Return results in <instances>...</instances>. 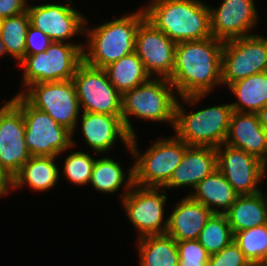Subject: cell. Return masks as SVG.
Here are the masks:
<instances>
[{"instance_id": "obj_1", "label": "cell", "mask_w": 267, "mask_h": 266, "mask_svg": "<svg viewBox=\"0 0 267 266\" xmlns=\"http://www.w3.org/2000/svg\"><path fill=\"white\" fill-rule=\"evenodd\" d=\"M224 41L209 37L176 44L174 68L168 79L183 104L195 105L221 83Z\"/></svg>"}, {"instance_id": "obj_2", "label": "cell", "mask_w": 267, "mask_h": 266, "mask_svg": "<svg viewBox=\"0 0 267 266\" xmlns=\"http://www.w3.org/2000/svg\"><path fill=\"white\" fill-rule=\"evenodd\" d=\"M150 2L143 8L146 19L176 44L212 37L209 6L201 0Z\"/></svg>"}, {"instance_id": "obj_3", "label": "cell", "mask_w": 267, "mask_h": 266, "mask_svg": "<svg viewBox=\"0 0 267 266\" xmlns=\"http://www.w3.org/2000/svg\"><path fill=\"white\" fill-rule=\"evenodd\" d=\"M145 18L144 9H140L90 29L86 19L84 33L89 41L82 50L83 61L92 67L104 69L112 62L133 53L138 27Z\"/></svg>"}, {"instance_id": "obj_4", "label": "cell", "mask_w": 267, "mask_h": 266, "mask_svg": "<svg viewBox=\"0 0 267 266\" xmlns=\"http://www.w3.org/2000/svg\"><path fill=\"white\" fill-rule=\"evenodd\" d=\"M175 87L167 78L151 77L148 81L122 95L121 118L127 132H136L129 120L135 116L154 122H167L173 128L178 98L174 96Z\"/></svg>"}, {"instance_id": "obj_5", "label": "cell", "mask_w": 267, "mask_h": 266, "mask_svg": "<svg viewBox=\"0 0 267 266\" xmlns=\"http://www.w3.org/2000/svg\"><path fill=\"white\" fill-rule=\"evenodd\" d=\"M137 136H132L127 150L136 160L134 166V184L144 187H164L175 168L181 163L189 147L176 136L157 139L143 154H140ZM141 155V156H140Z\"/></svg>"}, {"instance_id": "obj_6", "label": "cell", "mask_w": 267, "mask_h": 266, "mask_svg": "<svg viewBox=\"0 0 267 266\" xmlns=\"http://www.w3.org/2000/svg\"><path fill=\"white\" fill-rule=\"evenodd\" d=\"M233 109L222 104L186 113L180 101L175 109V136L188 146H221L227 137Z\"/></svg>"}, {"instance_id": "obj_7", "label": "cell", "mask_w": 267, "mask_h": 266, "mask_svg": "<svg viewBox=\"0 0 267 266\" xmlns=\"http://www.w3.org/2000/svg\"><path fill=\"white\" fill-rule=\"evenodd\" d=\"M85 44L52 42L46 51L25 56L18 64L23 70L24 90L31 84L72 80L83 61Z\"/></svg>"}, {"instance_id": "obj_8", "label": "cell", "mask_w": 267, "mask_h": 266, "mask_svg": "<svg viewBox=\"0 0 267 266\" xmlns=\"http://www.w3.org/2000/svg\"><path fill=\"white\" fill-rule=\"evenodd\" d=\"M21 111L25 121V141L30 156H51L74 147L72 133L59 125L46 112L33 107L21 94L10 99Z\"/></svg>"}, {"instance_id": "obj_9", "label": "cell", "mask_w": 267, "mask_h": 266, "mask_svg": "<svg viewBox=\"0 0 267 266\" xmlns=\"http://www.w3.org/2000/svg\"><path fill=\"white\" fill-rule=\"evenodd\" d=\"M19 92L33 107L46 112L75 134L81 111L73 80L31 84Z\"/></svg>"}, {"instance_id": "obj_10", "label": "cell", "mask_w": 267, "mask_h": 266, "mask_svg": "<svg viewBox=\"0 0 267 266\" xmlns=\"http://www.w3.org/2000/svg\"><path fill=\"white\" fill-rule=\"evenodd\" d=\"M267 71V37L253 34L224 41L221 83L230 84Z\"/></svg>"}, {"instance_id": "obj_11", "label": "cell", "mask_w": 267, "mask_h": 266, "mask_svg": "<svg viewBox=\"0 0 267 266\" xmlns=\"http://www.w3.org/2000/svg\"><path fill=\"white\" fill-rule=\"evenodd\" d=\"M80 109L85 112L121 115L122 95L112 85L103 68L82 61L72 78Z\"/></svg>"}, {"instance_id": "obj_12", "label": "cell", "mask_w": 267, "mask_h": 266, "mask_svg": "<svg viewBox=\"0 0 267 266\" xmlns=\"http://www.w3.org/2000/svg\"><path fill=\"white\" fill-rule=\"evenodd\" d=\"M165 193L163 187H144L134 184L121 199L129 221L138 229V238L166 233L168 219H164L166 217L164 207L167 203Z\"/></svg>"}, {"instance_id": "obj_13", "label": "cell", "mask_w": 267, "mask_h": 266, "mask_svg": "<svg viewBox=\"0 0 267 266\" xmlns=\"http://www.w3.org/2000/svg\"><path fill=\"white\" fill-rule=\"evenodd\" d=\"M216 153L217 169L238 195H252L261 191L257 185L267 171L264 162L240 148L225 143L216 148Z\"/></svg>"}, {"instance_id": "obj_14", "label": "cell", "mask_w": 267, "mask_h": 266, "mask_svg": "<svg viewBox=\"0 0 267 266\" xmlns=\"http://www.w3.org/2000/svg\"><path fill=\"white\" fill-rule=\"evenodd\" d=\"M65 4L45 3L28 5L30 24L46 34L53 42H68L70 38L85 34L86 17L71 6L72 0ZM71 2V3H70Z\"/></svg>"}, {"instance_id": "obj_15", "label": "cell", "mask_w": 267, "mask_h": 266, "mask_svg": "<svg viewBox=\"0 0 267 266\" xmlns=\"http://www.w3.org/2000/svg\"><path fill=\"white\" fill-rule=\"evenodd\" d=\"M30 157L22 111L8 100L0 107V167L14 177Z\"/></svg>"}, {"instance_id": "obj_16", "label": "cell", "mask_w": 267, "mask_h": 266, "mask_svg": "<svg viewBox=\"0 0 267 266\" xmlns=\"http://www.w3.org/2000/svg\"><path fill=\"white\" fill-rule=\"evenodd\" d=\"M175 47L176 43L146 18L140 23L136 33L135 52L151 77H171Z\"/></svg>"}, {"instance_id": "obj_17", "label": "cell", "mask_w": 267, "mask_h": 266, "mask_svg": "<svg viewBox=\"0 0 267 266\" xmlns=\"http://www.w3.org/2000/svg\"><path fill=\"white\" fill-rule=\"evenodd\" d=\"M209 10L212 37L222 41L253 35L249 32L258 23L253 0H223L217 9Z\"/></svg>"}, {"instance_id": "obj_18", "label": "cell", "mask_w": 267, "mask_h": 266, "mask_svg": "<svg viewBox=\"0 0 267 266\" xmlns=\"http://www.w3.org/2000/svg\"><path fill=\"white\" fill-rule=\"evenodd\" d=\"M81 131L86 144L95 153H106L117 139L128 148L131 135L127 132L121 115H108L82 111Z\"/></svg>"}, {"instance_id": "obj_19", "label": "cell", "mask_w": 267, "mask_h": 266, "mask_svg": "<svg viewBox=\"0 0 267 266\" xmlns=\"http://www.w3.org/2000/svg\"><path fill=\"white\" fill-rule=\"evenodd\" d=\"M224 143L256 156L267 165V132L257 113L233 111Z\"/></svg>"}, {"instance_id": "obj_20", "label": "cell", "mask_w": 267, "mask_h": 266, "mask_svg": "<svg viewBox=\"0 0 267 266\" xmlns=\"http://www.w3.org/2000/svg\"><path fill=\"white\" fill-rule=\"evenodd\" d=\"M217 169L216 148L209 146H189L181 163L175 168L165 188L191 187L192 189L205 177Z\"/></svg>"}, {"instance_id": "obj_21", "label": "cell", "mask_w": 267, "mask_h": 266, "mask_svg": "<svg viewBox=\"0 0 267 266\" xmlns=\"http://www.w3.org/2000/svg\"><path fill=\"white\" fill-rule=\"evenodd\" d=\"M213 212L204 204L186 195L168 216L166 234L176 241L198 240L200 232Z\"/></svg>"}, {"instance_id": "obj_22", "label": "cell", "mask_w": 267, "mask_h": 266, "mask_svg": "<svg viewBox=\"0 0 267 266\" xmlns=\"http://www.w3.org/2000/svg\"><path fill=\"white\" fill-rule=\"evenodd\" d=\"M193 190L188 195L217 214H225L238 196L218 169L199 182Z\"/></svg>"}, {"instance_id": "obj_23", "label": "cell", "mask_w": 267, "mask_h": 266, "mask_svg": "<svg viewBox=\"0 0 267 266\" xmlns=\"http://www.w3.org/2000/svg\"><path fill=\"white\" fill-rule=\"evenodd\" d=\"M55 159L51 156H31L13 177V190L26 183L35 191L52 189L60 177Z\"/></svg>"}, {"instance_id": "obj_24", "label": "cell", "mask_w": 267, "mask_h": 266, "mask_svg": "<svg viewBox=\"0 0 267 266\" xmlns=\"http://www.w3.org/2000/svg\"><path fill=\"white\" fill-rule=\"evenodd\" d=\"M225 215L233 234L267 224V210L262 190L252 195H238Z\"/></svg>"}, {"instance_id": "obj_25", "label": "cell", "mask_w": 267, "mask_h": 266, "mask_svg": "<svg viewBox=\"0 0 267 266\" xmlns=\"http://www.w3.org/2000/svg\"><path fill=\"white\" fill-rule=\"evenodd\" d=\"M237 97L233 111L257 113L267 105V71L238 80L228 87Z\"/></svg>"}, {"instance_id": "obj_26", "label": "cell", "mask_w": 267, "mask_h": 266, "mask_svg": "<svg viewBox=\"0 0 267 266\" xmlns=\"http://www.w3.org/2000/svg\"><path fill=\"white\" fill-rule=\"evenodd\" d=\"M114 160L108 157L96 159L91 173L90 184L93 189L105 194H113L123 185L125 194L121 197L122 199L134 185V166L127 172L128 176L126 177L127 174L124 172L120 162Z\"/></svg>"}, {"instance_id": "obj_27", "label": "cell", "mask_w": 267, "mask_h": 266, "mask_svg": "<svg viewBox=\"0 0 267 266\" xmlns=\"http://www.w3.org/2000/svg\"><path fill=\"white\" fill-rule=\"evenodd\" d=\"M139 266H179L177 241L168 234L138 238Z\"/></svg>"}, {"instance_id": "obj_28", "label": "cell", "mask_w": 267, "mask_h": 266, "mask_svg": "<svg viewBox=\"0 0 267 266\" xmlns=\"http://www.w3.org/2000/svg\"><path fill=\"white\" fill-rule=\"evenodd\" d=\"M104 69L110 82L121 95L151 78L135 51L112 62Z\"/></svg>"}, {"instance_id": "obj_29", "label": "cell", "mask_w": 267, "mask_h": 266, "mask_svg": "<svg viewBox=\"0 0 267 266\" xmlns=\"http://www.w3.org/2000/svg\"><path fill=\"white\" fill-rule=\"evenodd\" d=\"M30 26L28 12L0 20V37L8 55L19 63L25 57L26 34Z\"/></svg>"}, {"instance_id": "obj_30", "label": "cell", "mask_w": 267, "mask_h": 266, "mask_svg": "<svg viewBox=\"0 0 267 266\" xmlns=\"http://www.w3.org/2000/svg\"><path fill=\"white\" fill-rule=\"evenodd\" d=\"M234 239L225 214L213 213L198 237L199 243L212 255L220 252Z\"/></svg>"}, {"instance_id": "obj_31", "label": "cell", "mask_w": 267, "mask_h": 266, "mask_svg": "<svg viewBox=\"0 0 267 266\" xmlns=\"http://www.w3.org/2000/svg\"><path fill=\"white\" fill-rule=\"evenodd\" d=\"M233 240L251 264H262L267 258V224L238 231Z\"/></svg>"}, {"instance_id": "obj_32", "label": "cell", "mask_w": 267, "mask_h": 266, "mask_svg": "<svg viewBox=\"0 0 267 266\" xmlns=\"http://www.w3.org/2000/svg\"><path fill=\"white\" fill-rule=\"evenodd\" d=\"M94 159L90 154L75 151L66 156L63 172L71 183L86 185L90 183L91 173L94 167Z\"/></svg>"}, {"instance_id": "obj_33", "label": "cell", "mask_w": 267, "mask_h": 266, "mask_svg": "<svg viewBox=\"0 0 267 266\" xmlns=\"http://www.w3.org/2000/svg\"><path fill=\"white\" fill-rule=\"evenodd\" d=\"M179 266H207L210 254L198 240L177 241Z\"/></svg>"}, {"instance_id": "obj_34", "label": "cell", "mask_w": 267, "mask_h": 266, "mask_svg": "<svg viewBox=\"0 0 267 266\" xmlns=\"http://www.w3.org/2000/svg\"><path fill=\"white\" fill-rule=\"evenodd\" d=\"M250 264L233 240L220 252L210 255L207 266H249Z\"/></svg>"}, {"instance_id": "obj_35", "label": "cell", "mask_w": 267, "mask_h": 266, "mask_svg": "<svg viewBox=\"0 0 267 266\" xmlns=\"http://www.w3.org/2000/svg\"><path fill=\"white\" fill-rule=\"evenodd\" d=\"M52 42L53 41L46 34L30 24L26 34L25 56L46 51Z\"/></svg>"}, {"instance_id": "obj_36", "label": "cell", "mask_w": 267, "mask_h": 266, "mask_svg": "<svg viewBox=\"0 0 267 266\" xmlns=\"http://www.w3.org/2000/svg\"><path fill=\"white\" fill-rule=\"evenodd\" d=\"M28 0H0V20L27 11Z\"/></svg>"}, {"instance_id": "obj_37", "label": "cell", "mask_w": 267, "mask_h": 266, "mask_svg": "<svg viewBox=\"0 0 267 266\" xmlns=\"http://www.w3.org/2000/svg\"><path fill=\"white\" fill-rule=\"evenodd\" d=\"M13 188V177L0 167V196L10 193Z\"/></svg>"}, {"instance_id": "obj_38", "label": "cell", "mask_w": 267, "mask_h": 266, "mask_svg": "<svg viewBox=\"0 0 267 266\" xmlns=\"http://www.w3.org/2000/svg\"><path fill=\"white\" fill-rule=\"evenodd\" d=\"M259 122L261 126L266 130L267 132V105L264 106L260 111L257 112Z\"/></svg>"}, {"instance_id": "obj_39", "label": "cell", "mask_w": 267, "mask_h": 266, "mask_svg": "<svg viewBox=\"0 0 267 266\" xmlns=\"http://www.w3.org/2000/svg\"><path fill=\"white\" fill-rule=\"evenodd\" d=\"M7 54L6 51H5V48H4V44L1 40V37H0V57Z\"/></svg>"}, {"instance_id": "obj_40", "label": "cell", "mask_w": 267, "mask_h": 266, "mask_svg": "<svg viewBox=\"0 0 267 266\" xmlns=\"http://www.w3.org/2000/svg\"><path fill=\"white\" fill-rule=\"evenodd\" d=\"M262 195L264 196V201H265V205H266V210H267V200H266V196L262 193Z\"/></svg>"}, {"instance_id": "obj_41", "label": "cell", "mask_w": 267, "mask_h": 266, "mask_svg": "<svg viewBox=\"0 0 267 266\" xmlns=\"http://www.w3.org/2000/svg\"><path fill=\"white\" fill-rule=\"evenodd\" d=\"M262 266H267V258H266L265 261L262 263Z\"/></svg>"}, {"instance_id": "obj_42", "label": "cell", "mask_w": 267, "mask_h": 266, "mask_svg": "<svg viewBox=\"0 0 267 266\" xmlns=\"http://www.w3.org/2000/svg\"><path fill=\"white\" fill-rule=\"evenodd\" d=\"M249 266H262V264H250Z\"/></svg>"}]
</instances>
